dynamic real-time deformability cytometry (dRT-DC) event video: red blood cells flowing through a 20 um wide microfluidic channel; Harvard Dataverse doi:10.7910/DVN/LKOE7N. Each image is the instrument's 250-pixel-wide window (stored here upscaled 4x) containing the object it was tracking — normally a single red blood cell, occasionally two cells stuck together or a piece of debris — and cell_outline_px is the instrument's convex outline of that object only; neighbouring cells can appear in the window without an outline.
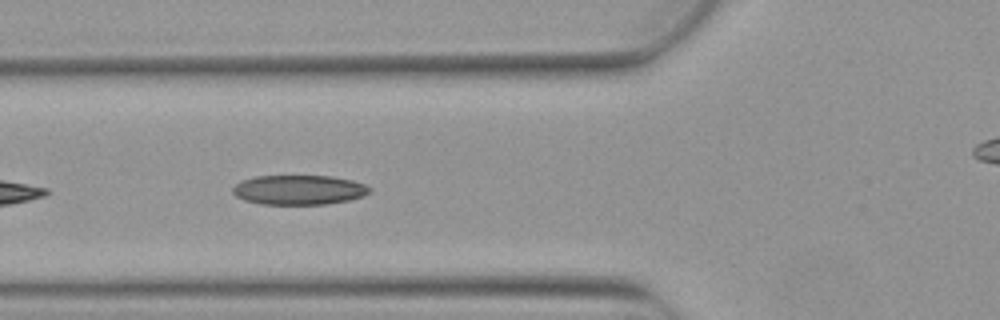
{"species": "Egyptian fruit bat (a non-hibernating species)", "species_latin": "Rousettus aegyptiacus", "temperature_condition": "warm", "stored_images_in_passage": 6, "camera_frame_rate_fps": 3000, "um_per_image_px": 0.085, "animal": {"sex": "female"}, "frame": {"image": 1, "passage_image": 5, "time_ms": 1.333, "image_size_px": [1000, 320], "cell_outline_px": [[372, 192], [364, 196], [348, 200], [324, 204], [260, 204], [244, 200], [236, 196], [232, 192], [232, 188], [240, 180], [256, 176], [332, 176], [352, 180], [364, 184], [372, 188]], "centroid_in_image_um": [25.41, 16.13], "position_along_channel_um": 100.4, "area_um2": 23.76}}
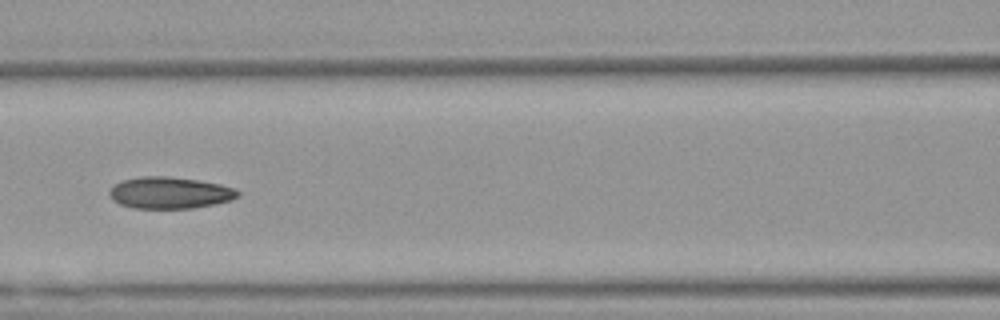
{"frame": {"image": 2, "passage_image": 6, "time_ms": 1.667, "image_size_px": [1000, 320], "cell_outline_px": [[240, 196], [232, 200], [216, 204], [192, 208], [132, 208], [120, 204], [112, 200], [108, 192], [112, 184], [124, 180], [140, 176], [168, 176], [200, 180], [220, 184], [236, 188], [240, 192]], "centroid_in_image_um": [14.44, 16.38], "position_along_channel_um": 152.2, "area_um2": 24.04}}